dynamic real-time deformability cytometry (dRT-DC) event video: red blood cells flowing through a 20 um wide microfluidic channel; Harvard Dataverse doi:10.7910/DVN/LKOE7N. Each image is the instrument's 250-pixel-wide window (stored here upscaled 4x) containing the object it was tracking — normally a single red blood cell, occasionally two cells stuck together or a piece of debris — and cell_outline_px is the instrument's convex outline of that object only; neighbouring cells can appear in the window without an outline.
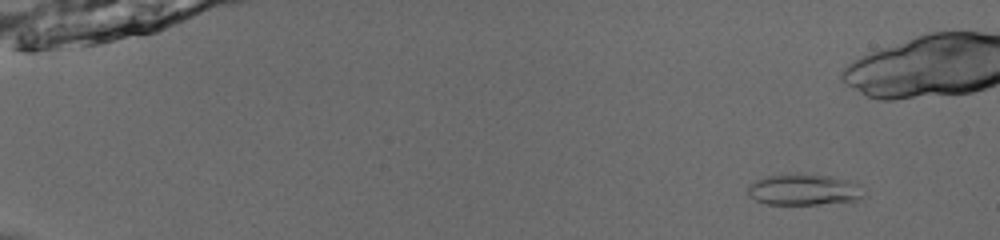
{"species": "common noctule bat (a hibernating species)", "species_latin": "Nyctalus noctula", "temperature_condition": "room temperature", "stored_images_in_passage": 48, "camera_frame_rate_fps": 3000, "um_per_image_px": 0.085, "animal": {"sex": "male", "body_mass_g": 13.0, "forearm_length_mm": 53.1}, "frame": {"image": 1, "passage_image": 6, "time_ms": 1.667, "image_size_px": [1000, 240], "cell_outline_px": [[868, 196], [856, 200], [816, 204], [768, 204], [756, 200], [748, 196], [748, 184], [756, 180], [768, 176], [828, 176], [848, 180], [856, 184]], "centroid_in_image_um": [68.33, 16.16], "position_along_channel_um": 16.7, "area_um2": 20.29}}
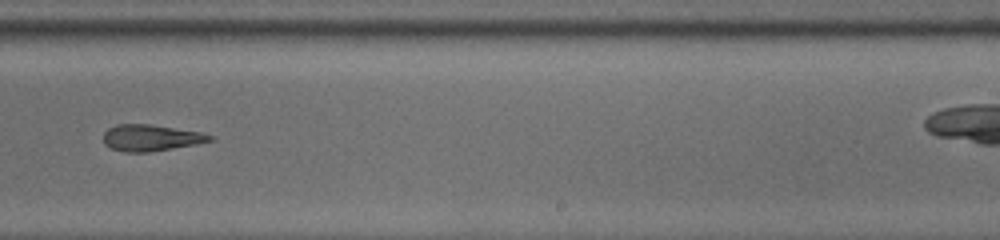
{"frame": {"image": 2, "passage_image": 36, "time_ms": 11.667, "image_size_px": [1000, 240], "cell_outline_px": [[212, 140], [196, 144], [148, 152], [124, 152], [112, 148], [104, 144], [104, 132], [108, 128], [116, 124], [152, 124], [200, 132], [212, 136]], "centroid_in_image_um": [12.79, 11.7], "position_along_channel_um": 276.2, "area_um2": 16.24}}
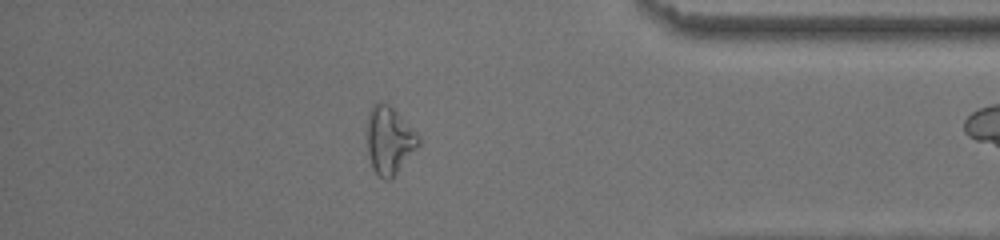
{"frame": {"image": 3, "passage_image": 47, "time_ms": 15.333, "image_size_px": [1000, 240], "cell_outline_px": [[420, 144], [396, 172], [388, 180], [384, 180], [372, 168], [368, 156], [368, 112], [372, 104], [388, 104], [420, 136]], "centroid_in_image_um": [33.08, 11.93], "position_along_channel_um": 402.1, "area_um2": 19.65}}